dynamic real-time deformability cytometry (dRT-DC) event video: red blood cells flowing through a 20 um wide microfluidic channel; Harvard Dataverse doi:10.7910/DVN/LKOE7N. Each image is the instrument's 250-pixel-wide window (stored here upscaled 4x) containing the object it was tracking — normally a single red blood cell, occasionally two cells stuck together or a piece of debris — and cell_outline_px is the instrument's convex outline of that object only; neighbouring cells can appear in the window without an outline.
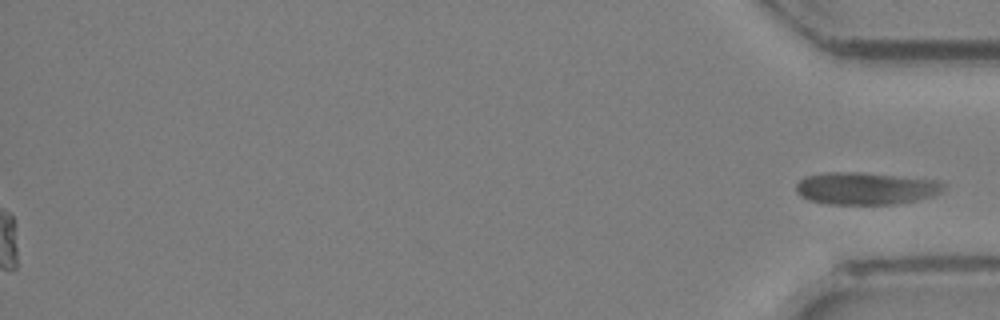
{"species": "Egyptian fruit bat (a non-hibernating species)", "species_latin": "Rousettus aegyptiacus", "temperature_condition": "room temperature", "stored_images_in_passage": 22, "segment_of_instrument_passage": [2, 2], "camera_frame_rate_fps": 3000, "um_per_image_px": 0.085, "animal": {"sex": "female"}, "frame": {"image": 1, "passage_image": 22, "time_ms": 7.0, "image_size_px": [1000, 320], "cell_outline_px": [[944, 188], [940, 192], [932, 196], [916, 200], [892, 204], [828, 204], [808, 200], [800, 196], [796, 192], [796, 184], [804, 176], [824, 172], [860, 172], [940, 180], [944, 184]], "centroid_in_image_um": [73.55, 16.0], "position_along_channel_um": 361.6, "area_um2": 27.92}}